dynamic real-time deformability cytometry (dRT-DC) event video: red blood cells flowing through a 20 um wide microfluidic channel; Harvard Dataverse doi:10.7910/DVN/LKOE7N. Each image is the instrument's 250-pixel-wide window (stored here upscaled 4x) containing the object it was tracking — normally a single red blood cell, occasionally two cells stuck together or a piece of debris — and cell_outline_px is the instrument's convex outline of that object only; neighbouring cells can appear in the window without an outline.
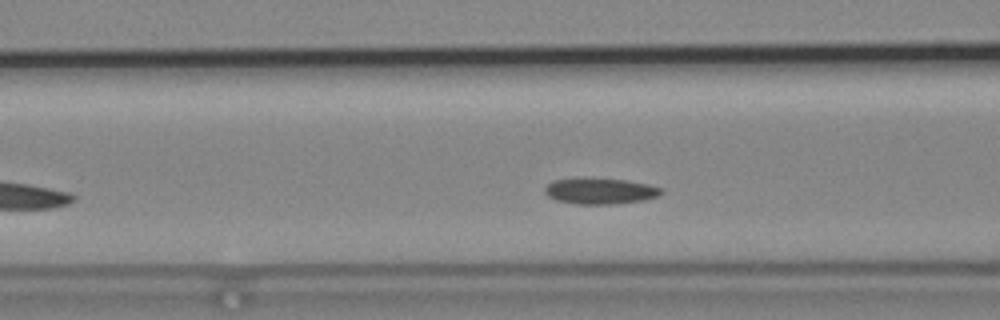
{"species": "common noctule bat (a hibernating species)", "species_latin": "Nyctalus noctula", "temperature_condition": "cold", "stored_images_in_passage": 44, "camera_frame_rate_fps": 3000, "um_per_image_px": 0.085, "animal": {"sex": "male", "body_mass_g": 19.2, "forearm_length_mm": 51.8}, "frame": {"image": 1, "passage_image": 13, "time_ms": 4.0, "image_size_px": [1000, 320], "cell_outline_px": [[664, 192], [656, 196], [644, 200], [612, 204], [576, 204], [556, 200], [548, 196], [544, 192], [544, 188], [552, 180], [584, 176], [624, 180], [648, 184], [660, 188]], "centroid_in_image_um": [50.94, 16.21], "position_along_channel_um": 115.7, "area_um2": 17.98}, "authors_computed_cell_mechanics": {"area_um2": 17.629, "velocity_mm_per_s": 3.623, "shape_relaxation_time_tau1_ms": 3.6945, "shape_relaxation_time_tau2_ms": null, "deformation_change_tau1": 0.0543, "deformation_change_tau2": null}}